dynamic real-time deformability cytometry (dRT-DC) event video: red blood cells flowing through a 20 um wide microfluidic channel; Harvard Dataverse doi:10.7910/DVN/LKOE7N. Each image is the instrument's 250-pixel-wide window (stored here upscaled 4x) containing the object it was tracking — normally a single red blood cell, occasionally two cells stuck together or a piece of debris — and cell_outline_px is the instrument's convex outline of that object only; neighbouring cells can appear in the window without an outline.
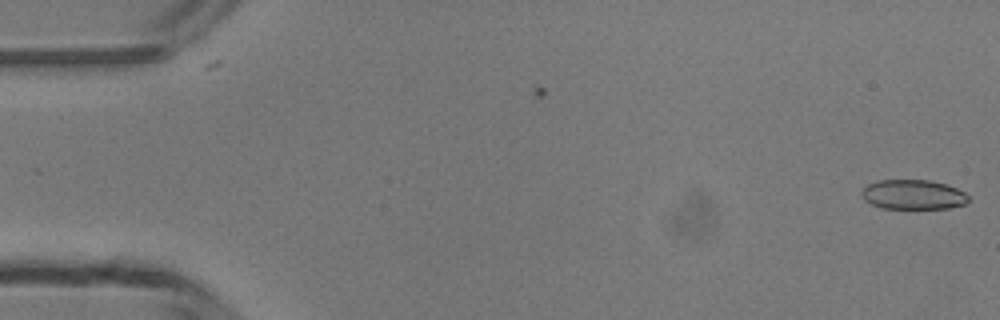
{"species": "common noctule bat (a hibernating species)", "species_latin": "Nyctalus noctula", "temperature_condition": "room temperature", "stored_images_in_passage": 2, "camera_frame_rate_fps": 3000, "um_per_image_px": 0.085, "animal": {"sex": "male", "body_mass_g": 13.3}, "frame": {"image": 1, "passage_image": 2, "time_ms": 0.333, "image_size_px": [1000, 320], "cell_outline_px": [[968, 200], [964, 204], [948, 208], [880, 208], [864, 200], [860, 192], [868, 184], [876, 180], [928, 180], [944, 184], [956, 188], [964, 192], [968, 196]], "centroid_in_image_um": [77.58, 16.54], "position_along_channel_um": 7.4, "area_um2": 18.32}}